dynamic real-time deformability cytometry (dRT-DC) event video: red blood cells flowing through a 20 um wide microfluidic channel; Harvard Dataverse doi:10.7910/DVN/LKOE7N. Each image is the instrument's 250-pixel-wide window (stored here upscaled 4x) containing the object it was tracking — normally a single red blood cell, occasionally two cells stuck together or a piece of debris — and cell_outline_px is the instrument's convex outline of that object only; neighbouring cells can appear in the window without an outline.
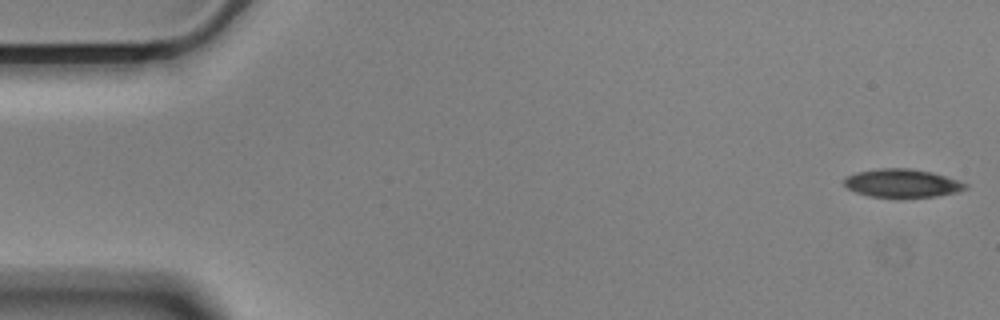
{"species": "Egyptian fruit bat (a non-hibernating species)", "species_latin": "Rousettus aegyptiacus", "temperature_condition": "cold", "stored_images_in_passage": 56, "camera_frame_rate_fps": 3000, "um_per_image_px": 0.085, "animal": {"sex": "male"}, "frame": {"image": 1, "passage_image": 1, "time_ms": 0.0, "image_size_px": [1000, 320], "cell_outline_px": [[968, 188], [956, 192], [936, 196], [896, 200], [872, 196], [856, 192], [848, 188], [844, 184], [844, 180], [848, 176], [856, 172], [880, 168], [912, 168], [932, 172], [968, 184]], "centroid_in_image_um": [76.68, 15.6], "position_along_channel_um": 8.3, "area_um2": 20.46}}
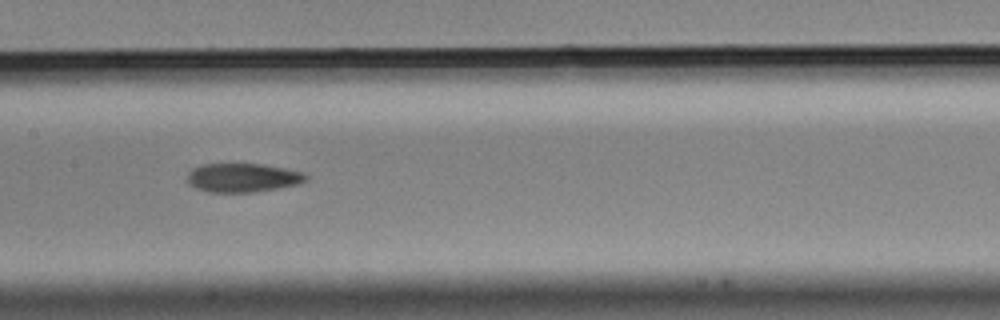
{"frame": {"image": 2, "passage_image": 27, "time_ms": 8.667, "image_size_px": [1000, 320], "cell_outline_px": [[308, 180], [296, 184], [276, 188], [252, 192], [212, 192], [196, 188], [188, 180], [188, 172], [192, 168], [200, 164], [264, 164], [304, 172], [308, 176]], "centroid_in_image_um": [20.65, 15.09], "position_along_channel_um": 186.8, "area_um2": 19.77}}
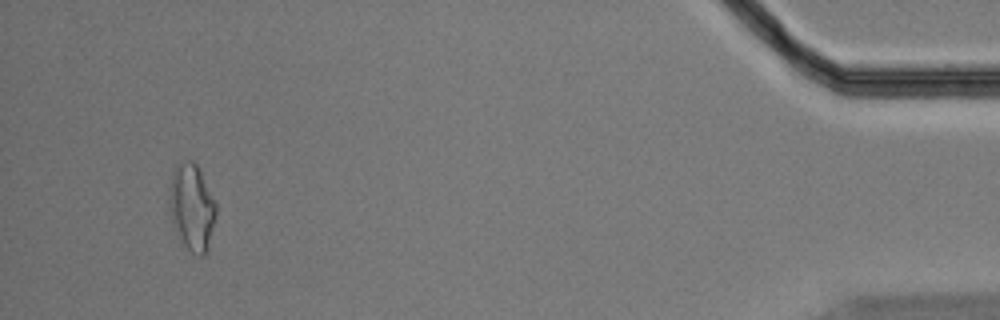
{"frame": {"image": 3, "passage_image": 53, "time_ms": 17.333, "image_size_px": [1000, 320], "cell_outline_px": [[216, 216], [208, 252], [204, 256], [196, 256], [184, 244], [172, 220], [168, 204], [168, 188], [172, 172], [176, 164], [180, 160], [192, 160], [200, 168], [216, 204]], "centroid_in_image_um": [16.31, 17.57], "position_along_channel_um": 418.9, "area_um2": 23.99}, "authors_computed_cell_mechanics": {"area_um2": 20.4612, "velocity_mm_per_s": 3.5358, "shape_relaxation_time_tau1_ms": null, "shape_relaxation_time_tau2_ms": 4.607, "deformation_change_tau1": null, "deformation_change_tau2": 0.1167}}